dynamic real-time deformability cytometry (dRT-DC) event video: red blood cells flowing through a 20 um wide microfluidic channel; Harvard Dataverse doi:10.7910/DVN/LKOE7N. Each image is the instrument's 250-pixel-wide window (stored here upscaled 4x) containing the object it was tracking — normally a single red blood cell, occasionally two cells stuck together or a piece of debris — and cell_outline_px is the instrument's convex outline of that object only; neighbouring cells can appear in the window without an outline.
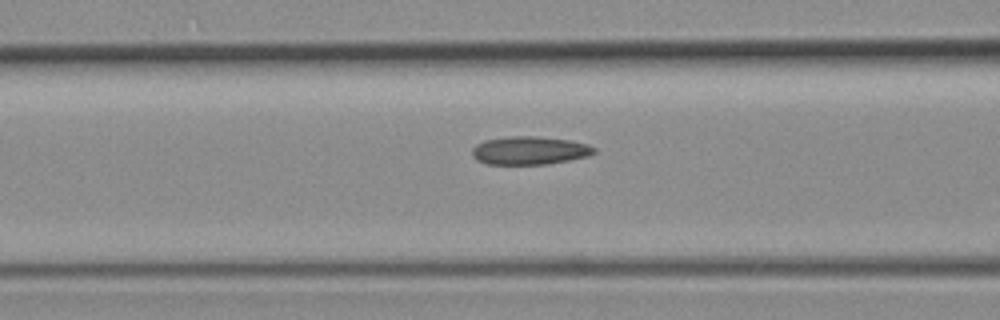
{"species": "common noctule bat (a hibernating species)", "species_latin": "Nyctalus noctula", "temperature_condition": "room temperature", "stored_images_in_passage": 4, "camera_frame_rate_fps": 3000, "um_per_image_px": 0.085, "animal": {"sex": "female", "body_mass_g": 19.3, "forearm_length_mm": 54.1}, "frame": {"image": 1, "passage_image": 4, "time_ms": 1.0, "image_size_px": [1000, 320], "cell_outline_px": [[596, 152], [588, 156], [548, 164], [488, 164], [476, 160], [472, 156], [472, 148], [476, 144], [484, 140], [508, 136], [536, 136], [568, 140], [588, 144], [596, 148]], "centroid_in_image_um": [44.99, 12.79], "position_along_channel_um": 121.6, "area_um2": 20.11}}